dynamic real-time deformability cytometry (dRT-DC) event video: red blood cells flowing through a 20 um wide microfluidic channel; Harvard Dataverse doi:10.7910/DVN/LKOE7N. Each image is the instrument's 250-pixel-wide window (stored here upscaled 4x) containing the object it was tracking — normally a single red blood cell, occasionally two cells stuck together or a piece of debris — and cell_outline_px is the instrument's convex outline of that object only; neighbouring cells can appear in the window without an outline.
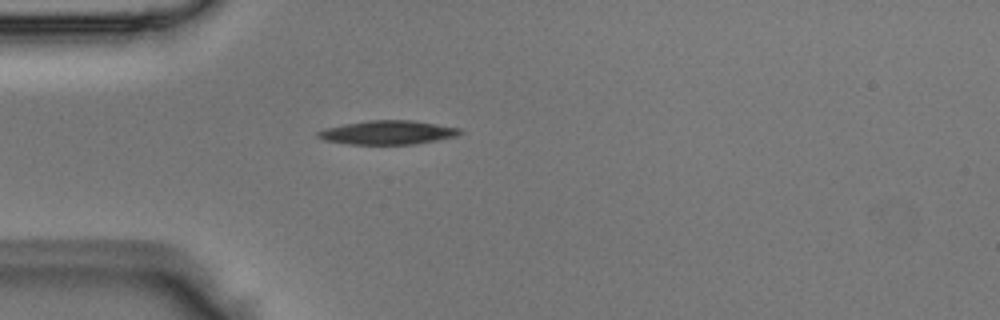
{"species": "Egyptian fruit bat (a non-hibernating species)", "species_latin": "Rousettus aegyptiacus", "temperature_condition": "room temperature", "stored_images_in_passage": 37, "camera_frame_rate_fps": 3000, "um_per_image_px": 0.085, "animal": {"sex": "male"}, "frame": {"image": 1, "passage_image": 1, "time_ms": 0.0, "image_size_px": [1000, 320], "cell_outline_px": [[464, 132], [456, 136], [412, 144], [348, 144], [324, 140], [316, 136], [316, 132], [324, 128], [344, 124], [368, 120], [412, 120], [460, 128]], "centroid_in_image_um": [32.92, 11.25], "position_along_channel_um": 52.1, "area_um2": 19.65}}
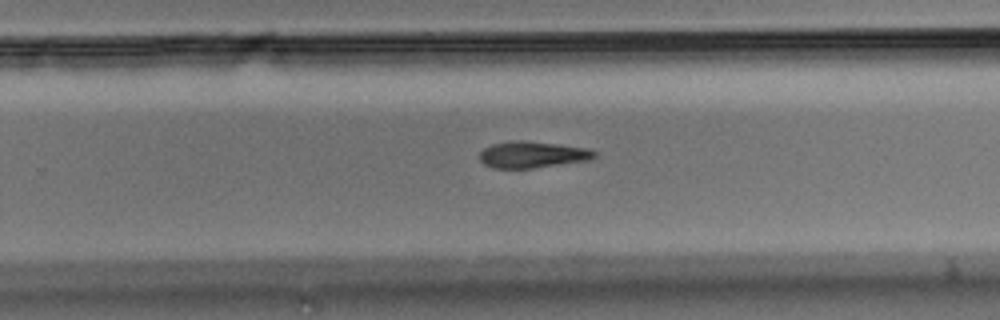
{"frame": {"image": 2, "passage_image": 19, "time_ms": 6.0, "image_size_px": [1000, 320], "cell_outline_px": [[596, 156], [592, 160], [532, 168], [492, 168], [484, 164], [480, 160], [480, 152], [484, 148], [492, 144], [512, 140], [524, 140], [560, 144], [588, 148], [596, 152]], "centroid_in_image_um": [45.27, 13.13], "position_along_channel_um": 284.5, "area_um2": 17.92}}
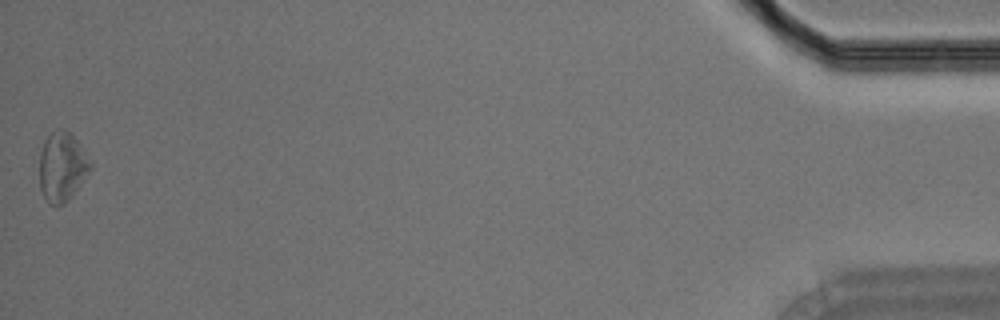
{"frame": {"image": 3, "passage_image": 37, "time_ms": 12.0, "image_size_px": [1000, 320], "cell_outline_px": [[92, 168], [72, 196], [64, 204], [48, 204], [40, 188], [40, 152], [44, 140], [56, 128], [64, 128], [80, 144], [92, 164]], "centroid_in_image_um": [5.28, 14.17], "position_along_channel_um": 429.9, "area_um2": 20.46}}